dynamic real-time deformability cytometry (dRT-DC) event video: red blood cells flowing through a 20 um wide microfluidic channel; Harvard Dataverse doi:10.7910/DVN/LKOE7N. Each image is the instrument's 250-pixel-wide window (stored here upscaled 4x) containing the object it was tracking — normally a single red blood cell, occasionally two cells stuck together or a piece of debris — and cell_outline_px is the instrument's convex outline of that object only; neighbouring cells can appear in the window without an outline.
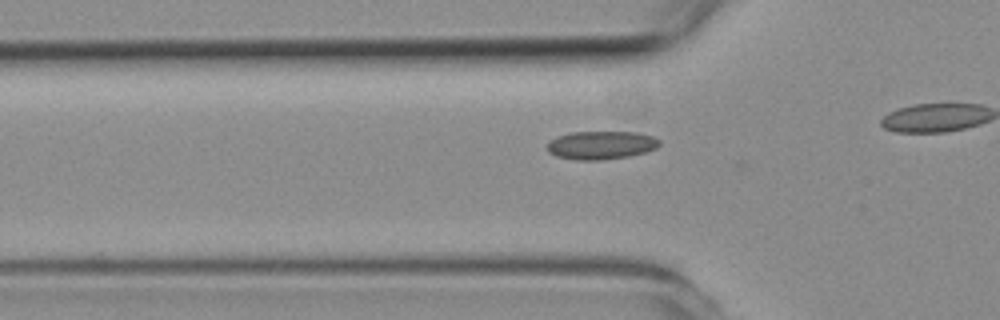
{"species": "common noctule bat (a hibernating species)", "species_latin": "Nyctalus noctula", "temperature_condition": "room temperature", "stored_images_in_passage": 31, "camera_frame_rate_fps": 3000, "um_per_image_px": 0.085, "animal": {"sex": "female", "body_mass_g": 19.3, "forearm_length_mm": 54.1}, "frame": {"image": 1, "passage_image": 7, "time_ms": 2.0, "image_size_px": [1000, 320], "cell_outline_px": [[660, 144], [656, 148], [644, 152], [628, 156], [604, 160], [576, 160], [556, 156], [548, 152], [548, 144], [556, 136], [572, 132], [636, 132], [652, 136], [660, 140]], "centroid_in_image_um": [51.09, 12.34], "position_along_channel_um": 74.7, "area_um2": 18.44}}
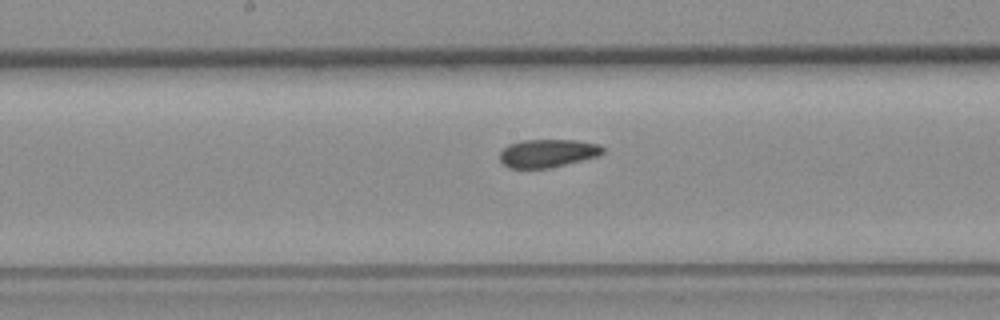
{"frame": {"image": 2, "passage_image": 17, "time_ms": 5.333, "image_size_px": [1000, 320], "cell_outline_px": [[604, 152], [600, 156], [548, 168], [508, 168], [500, 160], [500, 152], [508, 144], [520, 140], [576, 140], [600, 144], [604, 148]], "centroid_in_image_um": [46.56, 13.01], "position_along_channel_um": 201.6, "area_um2": 16.99}}
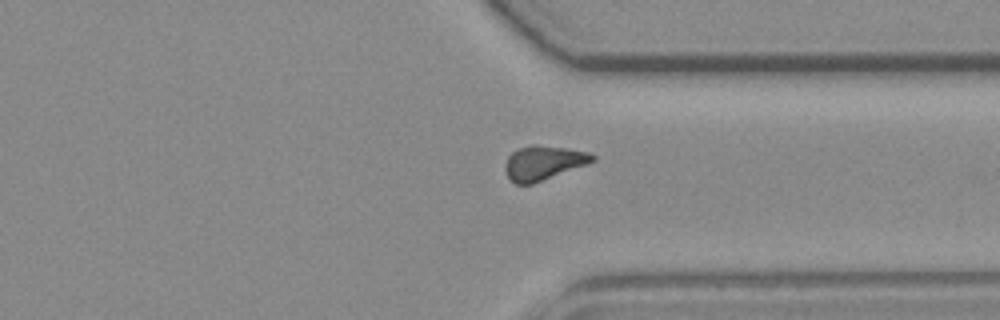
{"frame": {"image": 3, "passage_image": 30, "time_ms": 9.667, "image_size_px": [1000, 320], "cell_outline_px": [[596, 160], [532, 184], [516, 184], [508, 176], [504, 168], [504, 164], [508, 156], [516, 148], [532, 144], [536, 144], [564, 148], [588, 152], [596, 156]], "centroid_in_image_um": [46.15, 13.82], "position_along_channel_um": 365.3, "area_um2": 17.28}}